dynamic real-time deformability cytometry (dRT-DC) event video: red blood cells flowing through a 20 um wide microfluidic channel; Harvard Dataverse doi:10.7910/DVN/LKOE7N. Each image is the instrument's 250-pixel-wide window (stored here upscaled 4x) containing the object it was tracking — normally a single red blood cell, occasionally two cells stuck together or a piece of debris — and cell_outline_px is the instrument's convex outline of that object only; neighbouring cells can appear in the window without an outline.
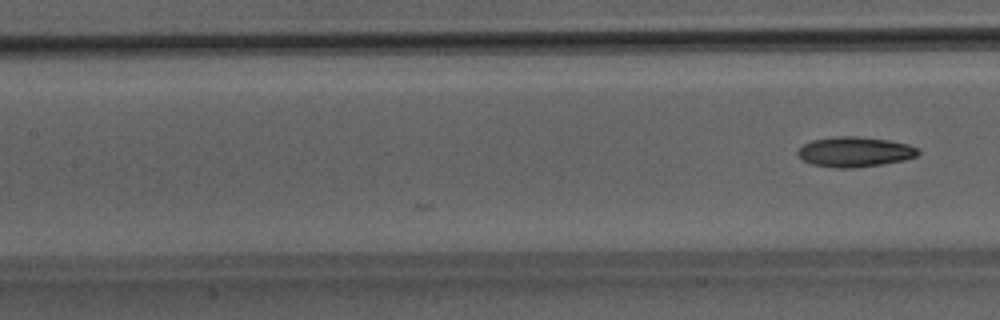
{"species": "Egyptian fruit bat (a non-hibernating species)", "species_latin": "Rousettus aegyptiacus", "temperature_condition": "room temperature", "stored_images_in_passage": 22, "camera_frame_rate_fps": 3000, "um_per_image_px": 0.085, "animal": {"sex": "male"}, "frame": {"image": 1, "passage_image": 22, "time_ms": 7.0, "image_size_px": [1000, 320], "cell_outline_px": [[920, 152], [916, 156], [904, 160], [880, 164], [852, 168], [836, 168], [812, 164], [804, 160], [796, 152], [804, 144], [812, 140], [836, 136], [856, 136], [888, 140], [908, 144], [916, 148]], "centroid_in_image_um": [72.65, 12.9], "position_along_channel_um": 134.8, "area_um2": 20.87}}